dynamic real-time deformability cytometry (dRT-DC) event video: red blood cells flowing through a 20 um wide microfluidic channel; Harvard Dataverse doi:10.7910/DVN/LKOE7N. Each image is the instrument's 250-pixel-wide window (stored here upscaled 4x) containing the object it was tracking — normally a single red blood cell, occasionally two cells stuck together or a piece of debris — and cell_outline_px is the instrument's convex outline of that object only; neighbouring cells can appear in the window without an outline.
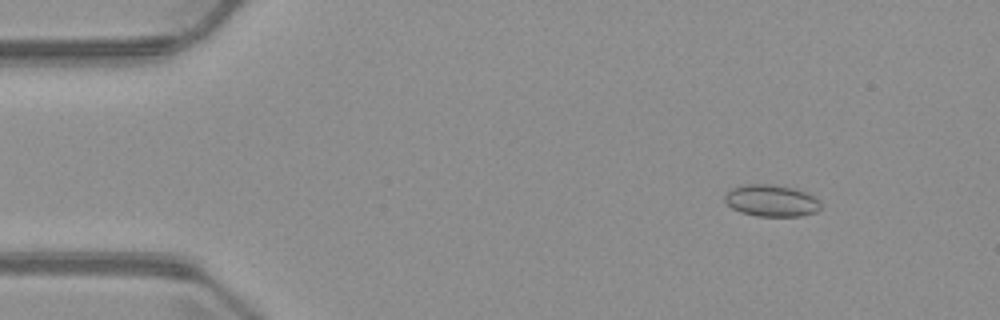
{"species": "common noctule bat (a hibernating species)", "species_latin": "Nyctalus noctula", "temperature_condition": "warm", "stored_images_in_passage": 4, "camera_frame_rate_fps": 3000, "um_per_image_px": 0.085, "animal": {"sex": "male", "body_mass_g": 23.1, "forearm_length_mm": 52.7}, "frame": {"image": 1, "passage_image": 2, "time_ms": 1.0, "image_size_px": [1000, 320], "cell_outline_px": [[820, 208], [816, 212], [800, 216], [756, 216], [740, 212], [732, 208], [724, 200], [724, 196], [728, 188], [740, 184], [772, 184], [796, 188], [816, 196], [820, 200]], "centroid_in_image_um": [65.55, 17.03], "position_along_channel_um": 19.5, "area_um2": 18.21}}